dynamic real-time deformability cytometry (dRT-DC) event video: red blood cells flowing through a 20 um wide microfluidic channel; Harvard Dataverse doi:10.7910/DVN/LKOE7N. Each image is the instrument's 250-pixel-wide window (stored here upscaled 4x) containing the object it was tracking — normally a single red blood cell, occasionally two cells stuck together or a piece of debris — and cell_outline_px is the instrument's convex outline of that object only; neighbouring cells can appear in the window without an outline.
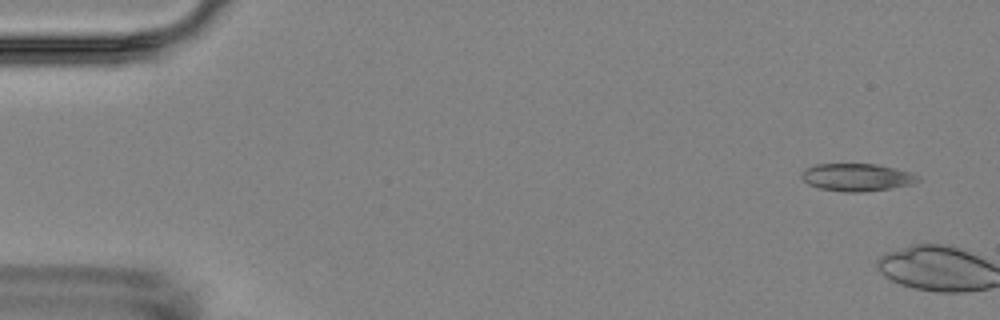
{"species": "Egyptian fruit bat (a non-hibernating species)", "species_latin": "Rousettus aegyptiacus", "temperature_condition": "room temperature", "stored_images_in_passage": 4, "camera_frame_rate_fps": 3000, "um_per_image_px": 0.085, "animal": {"sex": "female"}, "frame": {"image": 1, "passage_image": 1, "time_ms": 0.0, "image_size_px": [1000, 320], "cell_outline_px": [[920, 180], [912, 184], [892, 188], [860, 192], [844, 192], [820, 188], [808, 184], [800, 176], [808, 168], [816, 164], [876, 164], [896, 168], [920, 176]], "centroid_in_image_um": [72.87, 15.07], "position_along_channel_um": 12.1, "area_um2": 18.55}}